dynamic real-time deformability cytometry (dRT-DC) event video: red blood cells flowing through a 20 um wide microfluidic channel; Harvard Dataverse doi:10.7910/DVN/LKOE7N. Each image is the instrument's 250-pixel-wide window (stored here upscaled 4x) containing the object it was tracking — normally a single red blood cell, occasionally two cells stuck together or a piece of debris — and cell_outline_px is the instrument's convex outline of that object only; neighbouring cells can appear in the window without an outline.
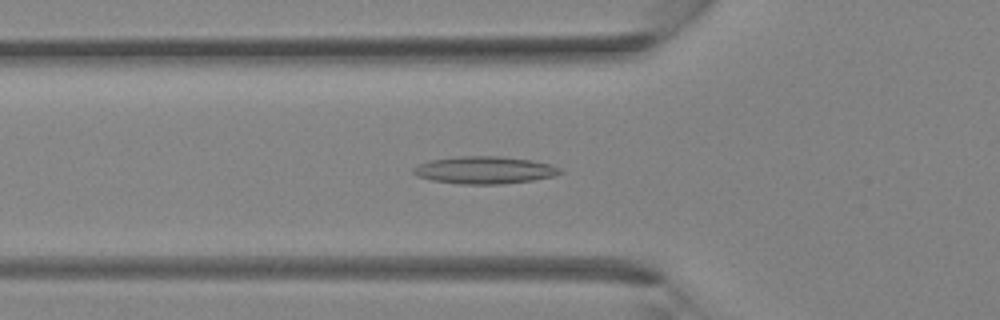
{"species": "Egyptian fruit bat (a non-hibernating species)", "species_latin": "Rousettus aegyptiacus", "temperature_condition": "room temperature", "stored_images_in_passage": 30, "camera_frame_rate_fps": 3000, "um_per_image_px": 0.085, "animal": {"sex": "female"}, "frame": {"image": 1, "passage_image": 6, "time_ms": 1.667, "image_size_px": [1000, 320], "cell_outline_px": [[564, 172], [556, 176], [532, 180], [500, 184], [460, 184], [432, 180], [416, 176], [412, 172], [412, 168], [428, 160], [456, 156], [500, 156], [532, 160], [548, 164], [560, 168]], "centroid_in_image_um": [41.17, 14.45], "position_along_channel_um": 84.6, "area_um2": 23.52}}
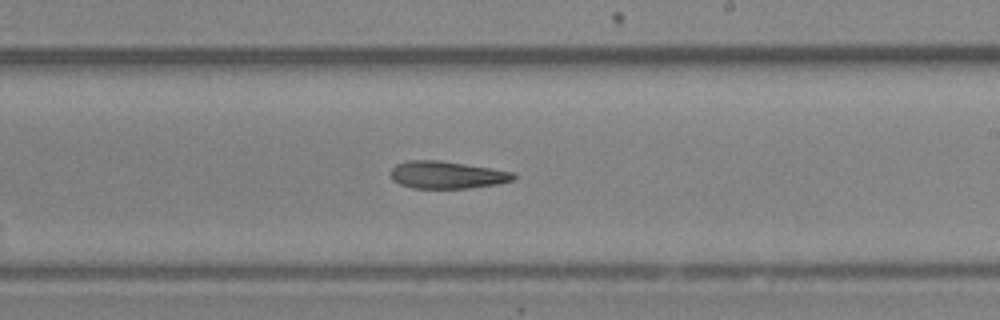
{"frame": {"image": 2, "passage_image": 15, "time_ms": 4.667, "image_size_px": [1000, 320], "cell_outline_px": [[516, 176], [512, 180], [496, 184], [468, 188], [412, 188], [400, 184], [392, 180], [388, 176], [388, 172], [396, 164], [408, 160], [440, 160], [492, 168], [516, 172]], "centroid_in_image_um": [37.94, 14.86], "position_along_channel_um": 251.1, "area_um2": 19.83}}
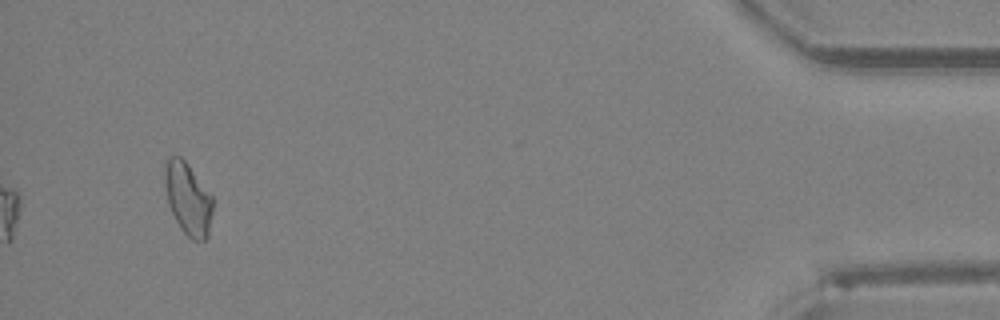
{"frame": {"image": 3, "passage_image": 28, "time_ms": 9.0, "image_size_px": [1000, 320], "cell_outline_px": [[212, 212], [208, 236], [204, 240], [192, 240], [180, 228], [168, 204], [164, 184], [164, 160], [168, 156], [180, 156], [188, 164], [212, 196]], "centroid_in_image_um": [15.95, 16.86], "position_along_channel_um": 419.3, "area_um2": 20.23}}